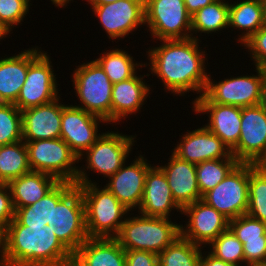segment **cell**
<instances>
[{"instance_id": "30bf717a", "label": "cell", "mask_w": 266, "mask_h": 266, "mask_svg": "<svg viewBox=\"0 0 266 266\" xmlns=\"http://www.w3.org/2000/svg\"><path fill=\"white\" fill-rule=\"evenodd\" d=\"M146 30L152 40L188 39L191 33V15L184 0H144Z\"/></svg>"}, {"instance_id": "ab89813d", "label": "cell", "mask_w": 266, "mask_h": 266, "mask_svg": "<svg viewBox=\"0 0 266 266\" xmlns=\"http://www.w3.org/2000/svg\"><path fill=\"white\" fill-rule=\"evenodd\" d=\"M15 218V209L8 184L0 183V230L3 232Z\"/></svg>"}, {"instance_id": "8fae6325", "label": "cell", "mask_w": 266, "mask_h": 266, "mask_svg": "<svg viewBox=\"0 0 266 266\" xmlns=\"http://www.w3.org/2000/svg\"><path fill=\"white\" fill-rule=\"evenodd\" d=\"M249 163H239L202 200L232 220L248 209Z\"/></svg>"}, {"instance_id": "9c48e42d", "label": "cell", "mask_w": 266, "mask_h": 266, "mask_svg": "<svg viewBox=\"0 0 266 266\" xmlns=\"http://www.w3.org/2000/svg\"><path fill=\"white\" fill-rule=\"evenodd\" d=\"M25 143L32 171L46 173L59 181L75 184L79 159L64 140L54 138Z\"/></svg>"}, {"instance_id": "c3c4849f", "label": "cell", "mask_w": 266, "mask_h": 266, "mask_svg": "<svg viewBox=\"0 0 266 266\" xmlns=\"http://www.w3.org/2000/svg\"><path fill=\"white\" fill-rule=\"evenodd\" d=\"M10 32L0 23V41L5 39V37L8 38V35L10 36Z\"/></svg>"}, {"instance_id": "4fadbf2b", "label": "cell", "mask_w": 266, "mask_h": 266, "mask_svg": "<svg viewBox=\"0 0 266 266\" xmlns=\"http://www.w3.org/2000/svg\"><path fill=\"white\" fill-rule=\"evenodd\" d=\"M90 6L108 38L113 41L125 39L142 25L145 27L144 0H117Z\"/></svg>"}, {"instance_id": "d6a6232c", "label": "cell", "mask_w": 266, "mask_h": 266, "mask_svg": "<svg viewBox=\"0 0 266 266\" xmlns=\"http://www.w3.org/2000/svg\"><path fill=\"white\" fill-rule=\"evenodd\" d=\"M248 209L246 214L266 224V175L249 163Z\"/></svg>"}, {"instance_id": "d6986e66", "label": "cell", "mask_w": 266, "mask_h": 266, "mask_svg": "<svg viewBox=\"0 0 266 266\" xmlns=\"http://www.w3.org/2000/svg\"><path fill=\"white\" fill-rule=\"evenodd\" d=\"M179 135V141L172 152L180 159L198 164L207 160L225 159L231 155L229 148L222 140L209 131L204 125Z\"/></svg>"}, {"instance_id": "7bdbcfd3", "label": "cell", "mask_w": 266, "mask_h": 266, "mask_svg": "<svg viewBox=\"0 0 266 266\" xmlns=\"http://www.w3.org/2000/svg\"><path fill=\"white\" fill-rule=\"evenodd\" d=\"M216 0H184L187 12L192 16L203 7L212 4Z\"/></svg>"}, {"instance_id": "e575fe53", "label": "cell", "mask_w": 266, "mask_h": 266, "mask_svg": "<svg viewBox=\"0 0 266 266\" xmlns=\"http://www.w3.org/2000/svg\"><path fill=\"white\" fill-rule=\"evenodd\" d=\"M23 140L21 111L14 103H0V146Z\"/></svg>"}, {"instance_id": "d4e9b609", "label": "cell", "mask_w": 266, "mask_h": 266, "mask_svg": "<svg viewBox=\"0 0 266 266\" xmlns=\"http://www.w3.org/2000/svg\"><path fill=\"white\" fill-rule=\"evenodd\" d=\"M60 181L46 173L30 171L8 183L14 208L34 204Z\"/></svg>"}, {"instance_id": "f1b7e54d", "label": "cell", "mask_w": 266, "mask_h": 266, "mask_svg": "<svg viewBox=\"0 0 266 266\" xmlns=\"http://www.w3.org/2000/svg\"><path fill=\"white\" fill-rule=\"evenodd\" d=\"M99 55L100 57L95 61L104 70L112 84L130 79L140 71V68L145 66V62H136L134 57L122 48H112Z\"/></svg>"}, {"instance_id": "5bb4252c", "label": "cell", "mask_w": 266, "mask_h": 266, "mask_svg": "<svg viewBox=\"0 0 266 266\" xmlns=\"http://www.w3.org/2000/svg\"><path fill=\"white\" fill-rule=\"evenodd\" d=\"M182 214L188 219L181 223V236L204 248L229 228V219L202 199L185 206Z\"/></svg>"}, {"instance_id": "52a82bcc", "label": "cell", "mask_w": 266, "mask_h": 266, "mask_svg": "<svg viewBox=\"0 0 266 266\" xmlns=\"http://www.w3.org/2000/svg\"><path fill=\"white\" fill-rule=\"evenodd\" d=\"M75 96L80 104L74 106L103 118L111 124L112 82L95 61H88L76 66L71 75Z\"/></svg>"}, {"instance_id": "7402d4cb", "label": "cell", "mask_w": 266, "mask_h": 266, "mask_svg": "<svg viewBox=\"0 0 266 266\" xmlns=\"http://www.w3.org/2000/svg\"><path fill=\"white\" fill-rule=\"evenodd\" d=\"M131 77L128 80L120 81L112 85L111 92V124L119 123L132 114L140 113L141 108L146 104V99L152 93L151 86L146 83L144 77L151 74H144ZM145 102V103H144Z\"/></svg>"}, {"instance_id": "2e32d148", "label": "cell", "mask_w": 266, "mask_h": 266, "mask_svg": "<svg viewBox=\"0 0 266 266\" xmlns=\"http://www.w3.org/2000/svg\"><path fill=\"white\" fill-rule=\"evenodd\" d=\"M240 136L231 154L240 163H251L266 149V111L258 104L241 107Z\"/></svg>"}, {"instance_id": "f35d334b", "label": "cell", "mask_w": 266, "mask_h": 266, "mask_svg": "<svg viewBox=\"0 0 266 266\" xmlns=\"http://www.w3.org/2000/svg\"><path fill=\"white\" fill-rule=\"evenodd\" d=\"M245 266L266 263V236L261 239L243 240Z\"/></svg>"}, {"instance_id": "1f68e13d", "label": "cell", "mask_w": 266, "mask_h": 266, "mask_svg": "<svg viewBox=\"0 0 266 266\" xmlns=\"http://www.w3.org/2000/svg\"><path fill=\"white\" fill-rule=\"evenodd\" d=\"M202 250L180 236L158 254L159 266H200Z\"/></svg>"}, {"instance_id": "cb8c5ba5", "label": "cell", "mask_w": 266, "mask_h": 266, "mask_svg": "<svg viewBox=\"0 0 266 266\" xmlns=\"http://www.w3.org/2000/svg\"><path fill=\"white\" fill-rule=\"evenodd\" d=\"M72 266H126L125 250L115 238H88L73 254Z\"/></svg>"}, {"instance_id": "f6af8a7d", "label": "cell", "mask_w": 266, "mask_h": 266, "mask_svg": "<svg viewBox=\"0 0 266 266\" xmlns=\"http://www.w3.org/2000/svg\"><path fill=\"white\" fill-rule=\"evenodd\" d=\"M259 105L266 111V71L261 84V98Z\"/></svg>"}, {"instance_id": "5b68a950", "label": "cell", "mask_w": 266, "mask_h": 266, "mask_svg": "<svg viewBox=\"0 0 266 266\" xmlns=\"http://www.w3.org/2000/svg\"><path fill=\"white\" fill-rule=\"evenodd\" d=\"M98 184H75L84 201L86 231L89 238H115L131 211Z\"/></svg>"}, {"instance_id": "83f0119b", "label": "cell", "mask_w": 266, "mask_h": 266, "mask_svg": "<svg viewBox=\"0 0 266 266\" xmlns=\"http://www.w3.org/2000/svg\"><path fill=\"white\" fill-rule=\"evenodd\" d=\"M226 29L229 30V0H216L191 16L192 38L196 40L201 39L202 33L215 34Z\"/></svg>"}, {"instance_id": "44dd1931", "label": "cell", "mask_w": 266, "mask_h": 266, "mask_svg": "<svg viewBox=\"0 0 266 266\" xmlns=\"http://www.w3.org/2000/svg\"><path fill=\"white\" fill-rule=\"evenodd\" d=\"M58 99L37 107L21 111L23 141L60 138L62 108Z\"/></svg>"}, {"instance_id": "816d5d0a", "label": "cell", "mask_w": 266, "mask_h": 266, "mask_svg": "<svg viewBox=\"0 0 266 266\" xmlns=\"http://www.w3.org/2000/svg\"><path fill=\"white\" fill-rule=\"evenodd\" d=\"M251 266H266V263L254 264V265H251Z\"/></svg>"}, {"instance_id": "277c9868", "label": "cell", "mask_w": 266, "mask_h": 266, "mask_svg": "<svg viewBox=\"0 0 266 266\" xmlns=\"http://www.w3.org/2000/svg\"><path fill=\"white\" fill-rule=\"evenodd\" d=\"M133 215L132 211L127 215L115 237L124 250L149 251L158 255L181 236V223L139 212Z\"/></svg>"}, {"instance_id": "681fc988", "label": "cell", "mask_w": 266, "mask_h": 266, "mask_svg": "<svg viewBox=\"0 0 266 266\" xmlns=\"http://www.w3.org/2000/svg\"><path fill=\"white\" fill-rule=\"evenodd\" d=\"M2 236H3V232L0 230V266H1V262H2Z\"/></svg>"}, {"instance_id": "ac0fdd59", "label": "cell", "mask_w": 266, "mask_h": 266, "mask_svg": "<svg viewBox=\"0 0 266 266\" xmlns=\"http://www.w3.org/2000/svg\"><path fill=\"white\" fill-rule=\"evenodd\" d=\"M192 104L195 114L208 116L204 126L231 151L237 145L241 133V107L212 103L204 94L192 101Z\"/></svg>"}, {"instance_id": "d590c367", "label": "cell", "mask_w": 266, "mask_h": 266, "mask_svg": "<svg viewBox=\"0 0 266 266\" xmlns=\"http://www.w3.org/2000/svg\"><path fill=\"white\" fill-rule=\"evenodd\" d=\"M31 0H0V23L9 32L22 24L30 12ZM27 14V15H26ZM13 28V29H12Z\"/></svg>"}, {"instance_id": "e0dca14e", "label": "cell", "mask_w": 266, "mask_h": 266, "mask_svg": "<svg viewBox=\"0 0 266 266\" xmlns=\"http://www.w3.org/2000/svg\"><path fill=\"white\" fill-rule=\"evenodd\" d=\"M132 163L124 164L116 173L108 177L104 185L130 211L140 207L145 177L152 166L145 156L140 154Z\"/></svg>"}, {"instance_id": "7dc6e473", "label": "cell", "mask_w": 266, "mask_h": 266, "mask_svg": "<svg viewBox=\"0 0 266 266\" xmlns=\"http://www.w3.org/2000/svg\"><path fill=\"white\" fill-rule=\"evenodd\" d=\"M90 5H104L108 3L116 2L117 0H85Z\"/></svg>"}, {"instance_id": "836d02e7", "label": "cell", "mask_w": 266, "mask_h": 266, "mask_svg": "<svg viewBox=\"0 0 266 266\" xmlns=\"http://www.w3.org/2000/svg\"><path fill=\"white\" fill-rule=\"evenodd\" d=\"M207 248L218 259L236 266H245L243 244L230 228L221 233Z\"/></svg>"}, {"instance_id": "9a60e30c", "label": "cell", "mask_w": 266, "mask_h": 266, "mask_svg": "<svg viewBox=\"0 0 266 266\" xmlns=\"http://www.w3.org/2000/svg\"><path fill=\"white\" fill-rule=\"evenodd\" d=\"M101 123L108 125L103 118L86 112L73 104L65 103L62 108L60 138L69 145L71 151L79 158L102 135Z\"/></svg>"}, {"instance_id": "7c38bea8", "label": "cell", "mask_w": 266, "mask_h": 266, "mask_svg": "<svg viewBox=\"0 0 266 266\" xmlns=\"http://www.w3.org/2000/svg\"><path fill=\"white\" fill-rule=\"evenodd\" d=\"M251 75L231 76L216 81L209 73L204 95L216 104L234 105L239 107L254 106L260 103L261 84L265 71L256 67ZM257 74V75H256Z\"/></svg>"}, {"instance_id": "8992f818", "label": "cell", "mask_w": 266, "mask_h": 266, "mask_svg": "<svg viewBox=\"0 0 266 266\" xmlns=\"http://www.w3.org/2000/svg\"><path fill=\"white\" fill-rule=\"evenodd\" d=\"M137 135H126L119 131H105L96 142L87 149L78 159L85 163L78 167V175L75 184H92L96 181L89 178V175L97 173L108 178L116 173L129 159L130 153L135 146ZM88 170V172H87ZM89 173V174H88Z\"/></svg>"}, {"instance_id": "60d3db41", "label": "cell", "mask_w": 266, "mask_h": 266, "mask_svg": "<svg viewBox=\"0 0 266 266\" xmlns=\"http://www.w3.org/2000/svg\"><path fill=\"white\" fill-rule=\"evenodd\" d=\"M126 266H159L158 255L149 251L125 250Z\"/></svg>"}, {"instance_id": "4dcf8cb0", "label": "cell", "mask_w": 266, "mask_h": 266, "mask_svg": "<svg viewBox=\"0 0 266 266\" xmlns=\"http://www.w3.org/2000/svg\"><path fill=\"white\" fill-rule=\"evenodd\" d=\"M240 162L231 154L225 159L207 160L196 164L197 184L203 197L220 183Z\"/></svg>"}, {"instance_id": "ffe728a7", "label": "cell", "mask_w": 266, "mask_h": 266, "mask_svg": "<svg viewBox=\"0 0 266 266\" xmlns=\"http://www.w3.org/2000/svg\"><path fill=\"white\" fill-rule=\"evenodd\" d=\"M137 210L146 216L169 219L174 210L182 214V208L173 199L166 176L157 164H153L146 173L143 196Z\"/></svg>"}, {"instance_id": "ba28073f", "label": "cell", "mask_w": 266, "mask_h": 266, "mask_svg": "<svg viewBox=\"0 0 266 266\" xmlns=\"http://www.w3.org/2000/svg\"><path fill=\"white\" fill-rule=\"evenodd\" d=\"M47 51L38 46L29 48L26 80L14 104L20 111L48 104L60 97L56 74ZM59 85V86H58Z\"/></svg>"}, {"instance_id": "7a4b0ae2", "label": "cell", "mask_w": 266, "mask_h": 266, "mask_svg": "<svg viewBox=\"0 0 266 266\" xmlns=\"http://www.w3.org/2000/svg\"><path fill=\"white\" fill-rule=\"evenodd\" d=\"M201 42L192 37L160 40V45L150 46L146 51L149 63L144 67L148 66L149 74L161 80L165 92L177 97L189 92L199 94L193 99L195 101L204 94L209 78L208 56H205L208 54L199 47Z\"/></svg>"}, {"instance_id": "603a6c76", "label": "cell", "mask_w": 266, "mask_h": 266, "mask_svg": "<svg viewBox=\"0 0 266 266\" xmlns=\"http://www.w3.org/2000/svg\"><path fill=\"white\" fill-rule=\"evenodd\" d=\"M169 157L168 163L157 165L166 176L173 199L183 209L202 199L197 184L196 164L180 159L172 151Z\"/></svg>"}, {"instance_id": "ee69618b", "label": "cell", "mask_w": 266, "mask_h": 266, "mask_svg": "<svg viewBox=\"0 0 266 266\" xmlns=\"http://www.w3.org/2000/svg\"><path fill=\"white\" fill-rule=\"evenodd\" d=\"M261 173L266 175V149L263 154L253 164Z\"/></svg>"}, {"instance_id": "f546056e", "label": "cell", "mask_w": 266, "mask_h": 266, "mask_svg": "<svg viewBox=\"0 0 266 266\" xmlns=\"http://www.w3.org/2000/svg\"><path fill=\"white\" fill-rule=\"evenodd\" d=\"M30 171L28 150L23 140L0 146V183L8 184Z\"/></svg>"}, {"instance_id": "484cf974", "label": "cell", "mask_w": 266, "mask_h": 266, "mask_svg": "<svg viewBox=\"0 0 266 266\" xmlns=\"http://www.w3.org/2000/svg\"><path fill=\"white\" fill-rule=\"evenodd\" d=\"M231 2V3H230ZM229 2V28L240 30L236 42L240 46L266 25L261 0H237Z\"/></svg>"}, {"instance_id": "f907efd6", "label": "cell", "mask_w": 266, "mask_h": 266, "mask_svg": "<svg viewBox=\"0 0 266 266\" xmlns=\"http://www.w3.org/2000/svg\"><path fill=\"white\" fill-rule=\"evenodd\" d=\"M261 1H262V4H263L265 23H266V0H261Z\"/></svg>"}, {"instance_id": "3957f363", "label": "cell", "mask_w": 266, "mask_h": 266, "mask_svg": "<svg viewBox=\"0 0 266 266\" xmlns=\"http://www.w3.org/2000/svg\"><path fill=\"white\" fill-rule=\"evenodd\" d=\"M1 266H72L73 254L52 230L27 229L14 218L2 236Z\"/></svg>"}, {"instance_id": "6da1fadb", "label": "cell", "mask_w": 266, "mask_h": 266, "mask_svg": "<svg viewBox=\"0 0 266 266\" xmlns=\"http://www.w3.org/2000/svg\"><path fill=\"white\" fill-rule=\"evenodd\" d=\"M14 209L27 229L52 230L72 254L89 238L82 193L74 183L60 181L34 204Z\"/></svg>"}, {"instance_id": "b9f144b4", "label": "cell", "mask_w": 266, "mask_h": 266, "mask_svg": "<svg viewBox=\"0 0 266 266\" xmlns=\"http://www.w3.org/2000/svg\"><path fill=\"white\" fill-rule=\"evenodd\" d=\"M205 252V253H204ZM201 252L200 266H236L212 255L209 250ZM208 253V254H207Z\"/></svg>"}, {"instance_id": "8d00e7d4", "label": "cell", "mask_w": 266, "mask_h": 266, "mask_svg": "<svg viewBox=\"0 0 266 266\" xmlns=\"http://www.w3.org/2000/svg\"><path fill=\"white\" fill-rule=\"evenodd\" d=\"M229 228L242 244L243 240L261 239V236H266V224L248 214L229 220Z\"/></svg>"}, {"instance_id": "74e56055", "label": "cell", "mask_w": 266, "mask_h": 266, "mask_svg": "<svg viewBox=\"0 0 266 266\" xmlns=\"http://www.w3.org/2000/svg\"><path fill=\"white\" fill-rule=\"evenodd\" d=\"M248 51L254 65L266 71V25L260 28L242 45Z\"/></svg>"}, {"instance_id": "4316f807", "label": "cell", "mask_w": 266, "mask_h": 266, "mask_svg": "<svg viewBox=\"0 0 266 266\" xmlns=\"http://www.w3.org/2000/svg\"><path fill=\"white\" fill-rule=\"evenodd\" d=\"M0 58V103H14L26 80L29 48Z\"/></svg>"}, {"instance_id": "bcb514c9", "label": "cell", "mask_w": 266, "mask_h": 266, "mask_svg": "<svg viewBox=\"0 0 266 266\" xmlns=\"http://www.w3.org/2000/svg\"><path fill=\"white\" fill-rule=\"evenodd\" d=\"M50 1L53 5H55V7L57 6L60 9L65 8L66 6H68V4H71V1L73 2V0H50Z\"/></svg>"}]
</instances>
